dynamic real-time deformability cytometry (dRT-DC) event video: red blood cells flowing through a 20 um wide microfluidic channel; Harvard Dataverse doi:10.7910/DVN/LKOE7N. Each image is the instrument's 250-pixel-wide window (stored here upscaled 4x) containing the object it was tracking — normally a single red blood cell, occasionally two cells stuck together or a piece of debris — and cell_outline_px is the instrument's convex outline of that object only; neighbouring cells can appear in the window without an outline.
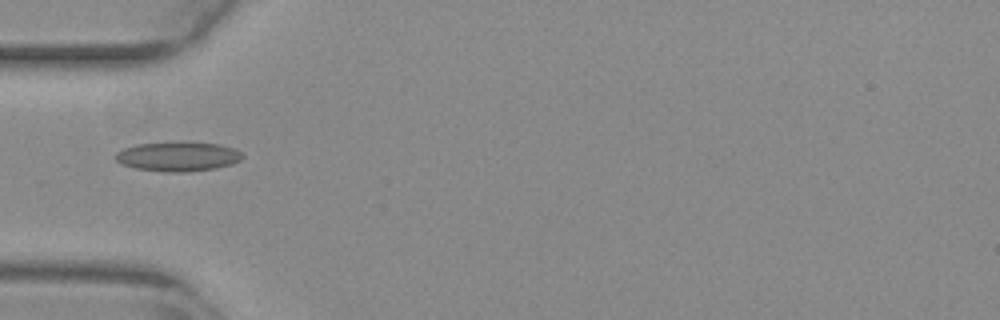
{"species": "common noctule bat (a hibernating species)", "species_latin": "Nyctalus noctula", "temperature_condition": "warm", "stored_images_in_passage": 32, "camera_frame_rate_fps": 3000, "um_per_image_px": 0.085, "animal": {"sex": "female", "body_mass_g": 29.2, "forearm_length_mm": 56.3}, "frame": {"image": 1, "passage_image": 1, "time_ms": 0.0, "image_size_px": [1000, 320], "cell_outline_px": [[244, 156], [240, 160], [232, 164], [216, 168], [188, 172], [164, 172], [136, 168], [120, 164], [112, 156], [116, 152], [124, 148], [136, 144], [220, 144], [232, 148], [240, 152]], "centroid_in_image_um": [15.08, 13.34], "position_along_channel_um": 69.9, "area_um2": 21.21}}
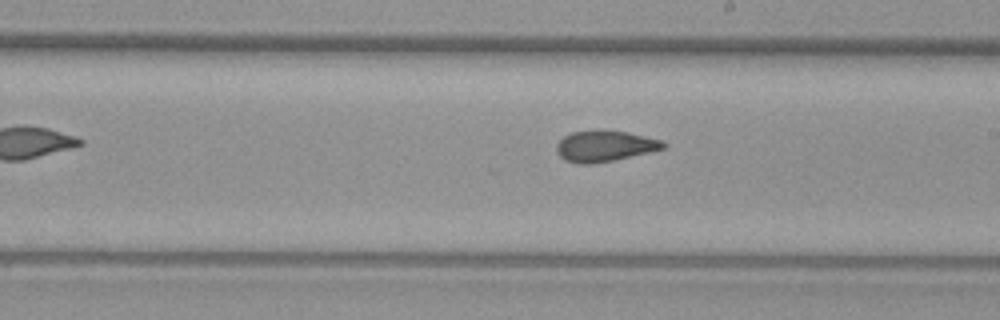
{"frame": {"image": 2, "passage_image": 14, "time_ms": 4.333, "image_size_px": [1000, 320], "cell_outline_px": [[668, 144], [664, 148], [648, 152], [612, 160], [592, 164], [576, 164], [564, 160], [556, 152], [556, 144], [564, 136], [572, 132], [628, 132], [664, 140]], "centroid_in_image_um": [51.4, 12.44], "position_along_channel_um": 237.6, "area_um2": 18.84}}
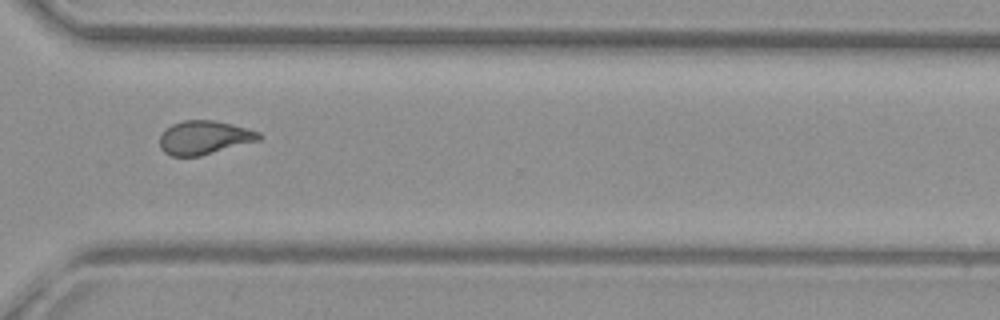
{"frame": {"image": 3, "passage_image": 23, "time_ms": 7.333, "image_size_px": [1000, 320], "cell_outline_px": [[260, 140], [200, 156], [172, 156], [164, 152], [160, 148], [160, 136], [172, 124], [184, 120], [212, 120], [232, 124], [248, 128], [260, 132]], "centroid_in_image_um": [17.37, 11.69], "position_along_channel_um": 353.2, "area_um2": 19.36}, "authors_computed_cell_mechanics": {"area_um2": 19.4208, "velocity_mm_per_s": 3.8555, "shape_relaxation_time_tau1_ms": null, "shape_relaxation_time_tau2_ms": 1.9032, "deformation_change_tau1": null, "deformation_change_tau2": 0.0739}}